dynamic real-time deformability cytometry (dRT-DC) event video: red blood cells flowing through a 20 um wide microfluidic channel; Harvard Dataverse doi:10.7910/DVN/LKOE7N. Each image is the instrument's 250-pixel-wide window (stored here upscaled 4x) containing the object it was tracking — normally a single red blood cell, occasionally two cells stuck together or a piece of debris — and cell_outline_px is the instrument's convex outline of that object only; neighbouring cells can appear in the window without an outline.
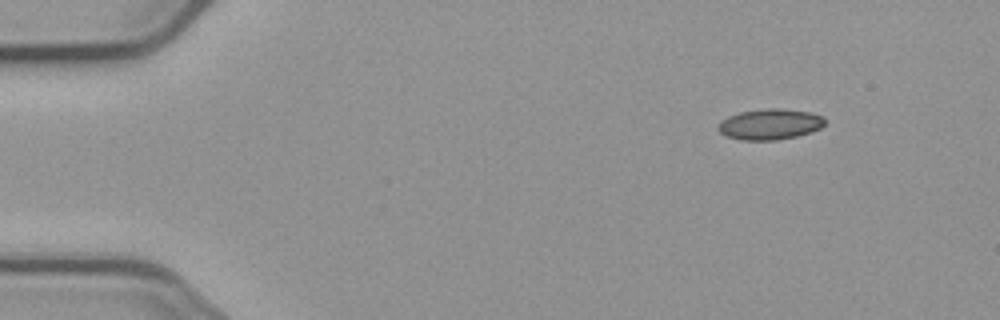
{"species": "common noctule bat (a hibernating species)", "species_latin": "Nyctalus noctula", "temperature_condition": "cold", "stored_images_in_passage": 5, "segment_of_instrument_passage": [2, 2], "camera_frame_rate_fps": 3000, "um_per_image_px": 0.085, "animal": {"sex": "male", "body_mass_g": 23.1, "forearm_length_mm": 52.7}, "frame": {"image": 1, "passage_image": 5, "time_ms": 6.333, "image_size_px": [1000, 320], "cell_outline_px": [[828, 120], [820, 128], [796, 136], [776, 140], [740, 140], [728, 136], [720, 132], [716, 128], [716, 124], [720, 120], [728, 116], [740, 112], [768, 108], [780, 108], [812, 112], [824, 116]], "centroid_in_image_um": [65.44, 10.55], "position_along_channel_um": 19.6, "area_um2": 19.31}}